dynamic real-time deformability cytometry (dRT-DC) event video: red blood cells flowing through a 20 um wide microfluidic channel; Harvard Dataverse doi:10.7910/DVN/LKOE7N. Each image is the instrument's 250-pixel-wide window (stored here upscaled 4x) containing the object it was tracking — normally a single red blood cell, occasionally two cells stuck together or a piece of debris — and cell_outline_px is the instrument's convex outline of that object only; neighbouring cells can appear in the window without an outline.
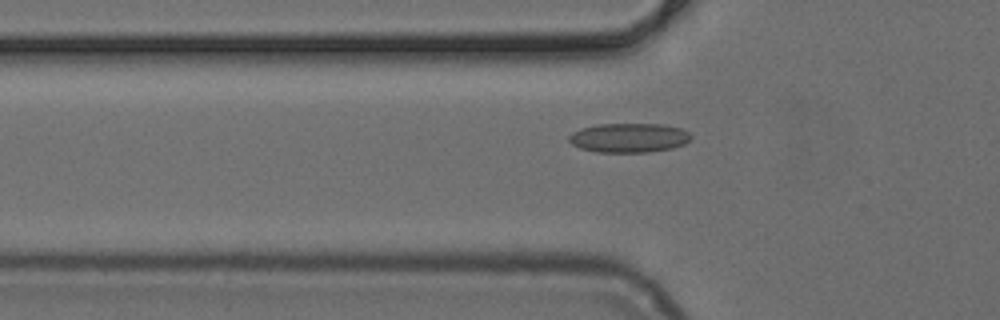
{"species": "common noctule bat (a hibernating species)", "species_latin": "Nyctalus noctula", "temperature_condition": "cold", "stored_images_in_passage": 37, "camera_frame_rate_fps": 3000, "um_per_image_px": 0.085, "animal": {"sex": "female", "body_mass_g": 24.6, "forearm_length_mm": 56.2}, "frame": {"image": 1, "passage_image": 7, "time_ms": 2.0, "image_size_px": [1000, 320], "cell_outline_px": [[692, 140], [684, 144], [672, 148], [648, 152], [596, 152], [580, 148], [572, 144], [568, 140], [568, 136], [572, 132], [580, 128], [596, 124], [664, 124], [684, 128], [692, 136]], "centroid_in_image_um": [53.48, 11.7], "position_along_channel_um": 72.3, "area_um2": 21.15}}
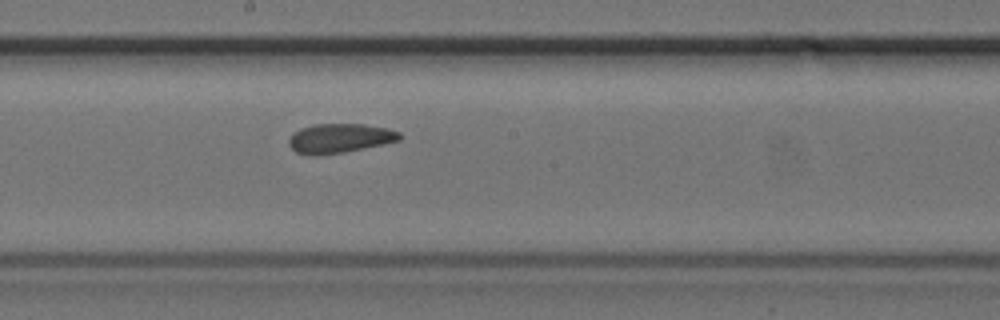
{"frame": {"image": 2, "passage_image": 18, "time_ms": 5.667, "image_size_px": [1000, 320], "cell_outline_px": [[404, 136], [400, 140], [384, 144], [344, 152], [316, 156], [312, 156], [296, 152], [288, 144], [288, 140], [292, 132], [300, 128], [312, 124], [364, 124], [388, 128], [400, 132]], "centroid_in_image_um": [28.87, 11.75], "position_along_channel_um": 219.3, "area_um2": 19.25}}
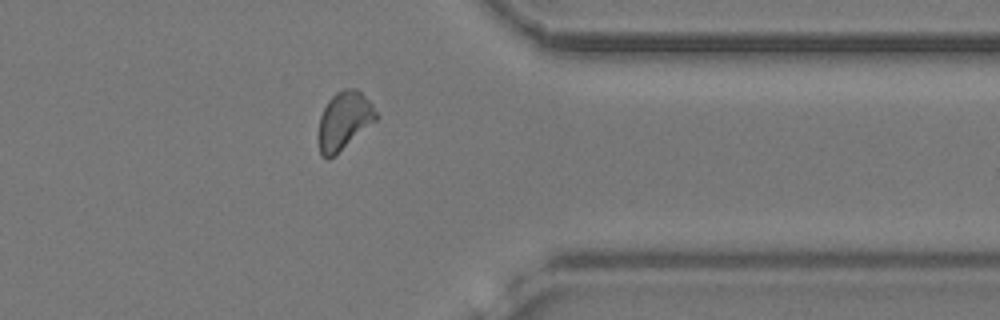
{"frame": {"image": 3, "passage_image": 31, "time_ms": 10.0, "image_size_px": [1000, 320], "cell_outline_px": [[380, 116], [376, 120], [328, 160], [320, 152], [316, 136], [320, 116], [328, 100], [336, 92], [344, 88], [356, 88], [372, 104]], "centroid_in_image_um": [29.22, 10.24], "position_along_channel_um": 382.2, "area_um2": 19.42}}